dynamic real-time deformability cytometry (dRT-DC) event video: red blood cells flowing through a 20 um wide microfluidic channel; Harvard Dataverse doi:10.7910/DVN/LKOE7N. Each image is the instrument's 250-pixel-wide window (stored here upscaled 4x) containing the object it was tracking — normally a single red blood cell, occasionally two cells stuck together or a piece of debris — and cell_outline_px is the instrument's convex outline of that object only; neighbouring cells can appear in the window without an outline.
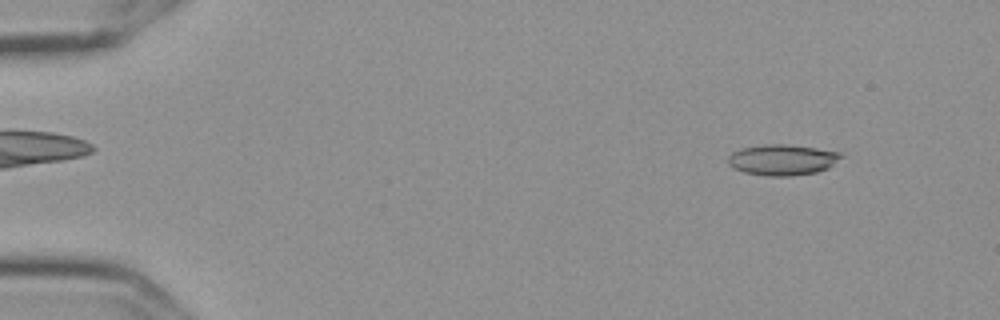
{"species": "Egyptian fruit bat (a non-hibernating species)", "species_latin": "Rousettus aegyptiacus", "temperature_condition": "cold", "stored_images_in_passage": 52, "camera_frame_rate_fps": 3000, "um_per_image_px": 0.085, "frame": {"image": 1, "passage_image": 2, "time_ms": 0.333, "image_size_px": [1000, 320], "cell_outline_px": [[844, 156], [828, 168], [816, 172], [792, 176], [768, 176], [744, 172], [732, 168], [728, 164], [728, 156], [732, 152], [740, 148], [764, 144], [784, 144], [816, 148], [844, 152]], "centroid_in_image_um": [66.51, 13.58], "position_along_channel_um": 18.5, "area_um2": 20.52}}
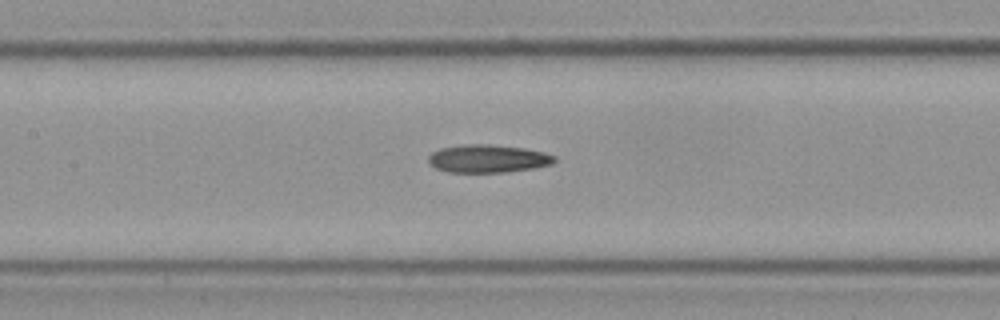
{"frame": {"image": 2, "passage_image": 23, "time_ms": 7.333, "image_size_px": [1000, 320], "cell_outline_px": [[556, 160], [552, 164], [532, 168], [504, 172], [448, 172], [436, 168], [428, 160], [428, 156], [432, 152], [440, 148], [464, 144], [488, 144], [524, 148], [556, 156]], "centroid_in_image_um": [41.45, 13.48], "position_along_channel_um": 166.0, "area_um2": 20.35}}
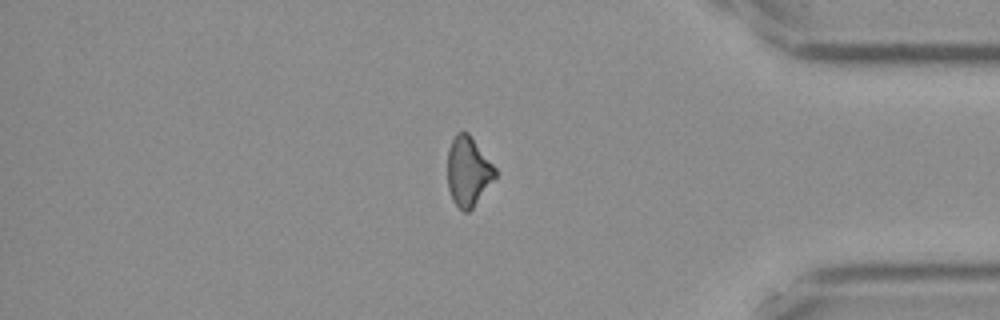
{"frame": {"image": 3, "passage_image": 44, "time_ms": 14.333, "image_size_px": [1000, 320], "cell_outline_px": [[496, 176], [472, 208], [468, 212], [464, 212], [452, 200], [448, 188], [448, 148], [456, 132], [468, 132], [496, 168]], "centroid_in_image_um": [39.78, 14.55], "position_along_channel_um": 395.4, "area_um2": 19.07}}